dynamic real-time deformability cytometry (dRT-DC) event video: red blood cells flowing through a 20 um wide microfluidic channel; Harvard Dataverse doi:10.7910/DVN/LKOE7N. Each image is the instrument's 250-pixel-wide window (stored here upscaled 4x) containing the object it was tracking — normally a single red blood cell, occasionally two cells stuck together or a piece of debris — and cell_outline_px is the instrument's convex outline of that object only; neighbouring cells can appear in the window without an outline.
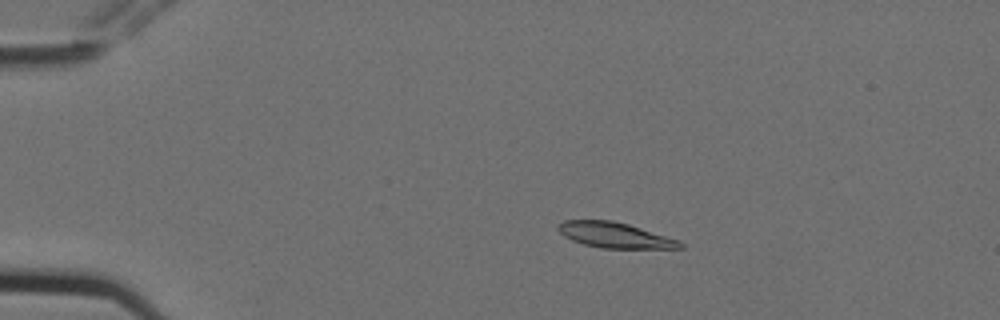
{"species": "Egyptian fruit bat (a non-hibernating species)", "species_latin": "Rousettus aegyptiacus", "temperature_condition": "cold", "stored_images_in_passage": 6, "camera_frame_rate_fps": 3000, "um_per_image_px": 0.085, "animal": {"sex": "female"}, "frame": {"image": 1, "passage_image": 2, "time_ms": 0.333, "image_size_px": [1000, 320], "cell_outline_px": [[684, 248], [600, 248], [584, 244], [572, 240], [564, 236], [556, 228], [556, 224], [564, 220], [612, 220], [628, 224], [680, 240], [684, 244]], "centroid_in_image_um": [52.25, 19.98], "position_along_channel_um": 32.8, "area_um2": 18.15}}
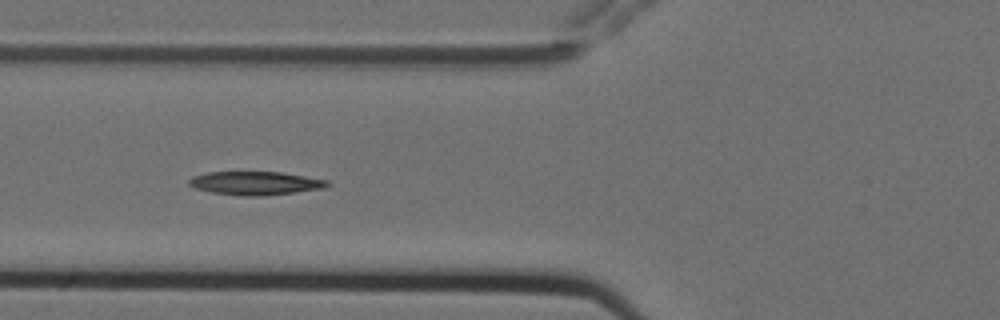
{"frame": {"image": 2, "passage_image": 5, "time_ms": 1.333, "image_size_px": [1000, 320], "cell_outline_px": [[332, 184], [324, 188], [264, 196], [240, 196], [212, 192], [196, 188], [188, 184], [188, 180], [192, 176], [208, 172], [280, 172], [328, 180]], "centroid_in_image_um": [21.71, 15.57], "position_along_channel_um": 104.1, "area_um2": 18.9}}
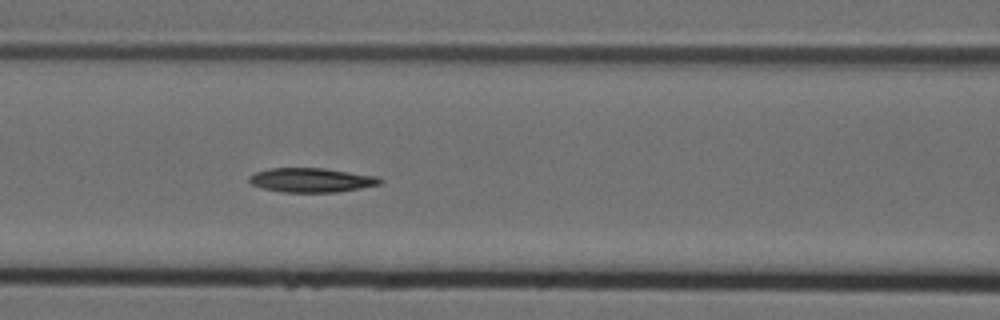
{"frame": {"image": 3, "passage_image": 6, "time_ms": 1.667, "image_size_px": [1000, 320], "cell_outline_px": [[384, 180], [380, 184], [360, 188], [336, 192], [280, 192], [264, 188], [252, 184], [248, 180], [248, 176], [256, 172], [268, 168], [324, 168], [380, 176]], "centroid_in_image_um": [26.5, 15.3], "position_along_channel_um": 140.1, "area_um2": 18.61}}